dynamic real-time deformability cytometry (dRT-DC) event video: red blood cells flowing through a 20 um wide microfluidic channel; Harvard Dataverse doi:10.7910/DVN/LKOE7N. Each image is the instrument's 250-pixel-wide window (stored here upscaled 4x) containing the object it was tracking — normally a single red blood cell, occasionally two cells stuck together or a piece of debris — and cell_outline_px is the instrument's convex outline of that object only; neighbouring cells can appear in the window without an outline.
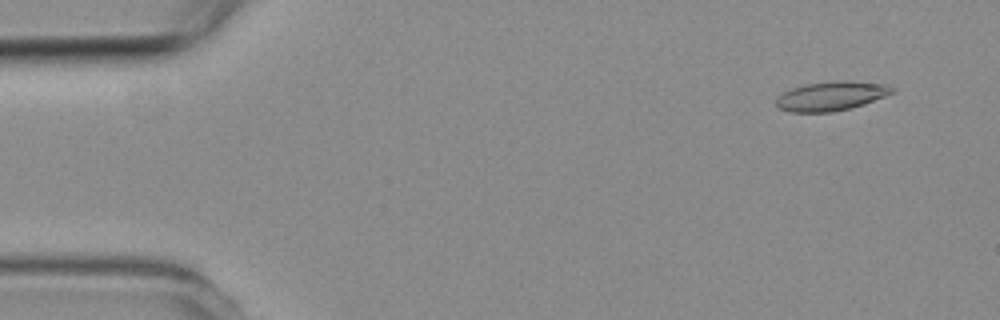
{"species": "common noctule bat (a hibernating species)", "species_latin": "Nyctalus noctula", "temperature_condition": "room temperature", "stored_images_in_passage": 5, "camera_frame_rate_fps": 3000, "um_per_image_px": 0.085, "animal": {"sex": "female", "body_mass_g": 19.3, "forearm_length_mm": 54.1}, "frame": {"image": 1, "passage_image": 2, "time_ms": 1.0, "image_size_px": [1000, 320], "cell_outline_px": [[896, 88], [892, 92], [884, 96], [864, 104], [832, 112], [788, 112], [780, 108], [776, 104], [776, 96], [792, 88], [808, 84], [840, 80], [888, 84]], "centroid_in_image_um": [70.64, 8.16], "position_along_channel_um": 14.4, "area_um2": 19.54}}
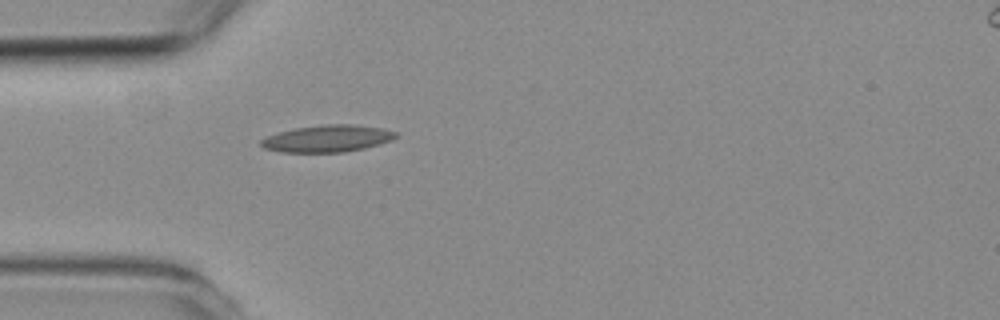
{"frame": {"image": 2, "passage_image": 5, "time_ms": 4.667, "image_size_px": [1000, 320], "cell_outline_px": [[396, 136], [392, 140], [380, 144], [364, 148], [344, 152], [280, 152], [264, 148], [260, 144], [260, 140], [268, 136], [280, 132], [296, 128], [328, 124], [356, 124], [384, 128], [396, 132]], "centroid_in_image_um": [27.86, 11.77], "position_along_channel_um": 57.1, "area_um2": 21.1}}